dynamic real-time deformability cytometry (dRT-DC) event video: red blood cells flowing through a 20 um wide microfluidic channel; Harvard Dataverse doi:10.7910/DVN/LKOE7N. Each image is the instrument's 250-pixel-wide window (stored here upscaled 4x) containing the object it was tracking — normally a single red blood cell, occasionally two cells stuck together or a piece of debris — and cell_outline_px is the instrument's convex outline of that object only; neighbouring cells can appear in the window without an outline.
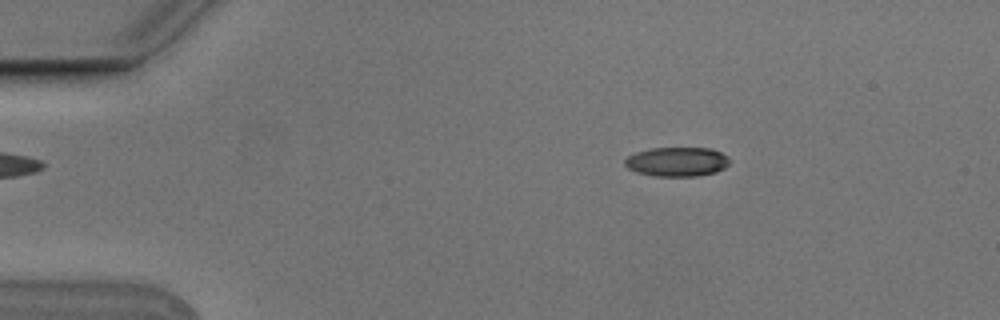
{"species": "Egyptian fruit bat (a non-hibernating species)", "species_latin": "Rousettus aegyptiacus", "temperature_condition": "cold", "stored_images_in_passage": 5, "camera_frame_rate_fps": 3000, "um_per_image_px": 0.085, "animal": {"sex": "male"}, "frame": {"image": 1, "passage_image": 2, "time_ms": 0.333, "image_size_px": [1000, 320], "cell_outline_px": [[732, 160], [724, 168], [716, 172], [700, 176], [652, 176], [636, 172], [628, 168], [624, 164], [624, 160], [628, 156], [636, 152], [652, 148], [712, 148], [728, 156]], "centroid_in_image_um": [57.57, 13.75], "position_along_channel_um": 27.4, "area_um2": 18.09}}